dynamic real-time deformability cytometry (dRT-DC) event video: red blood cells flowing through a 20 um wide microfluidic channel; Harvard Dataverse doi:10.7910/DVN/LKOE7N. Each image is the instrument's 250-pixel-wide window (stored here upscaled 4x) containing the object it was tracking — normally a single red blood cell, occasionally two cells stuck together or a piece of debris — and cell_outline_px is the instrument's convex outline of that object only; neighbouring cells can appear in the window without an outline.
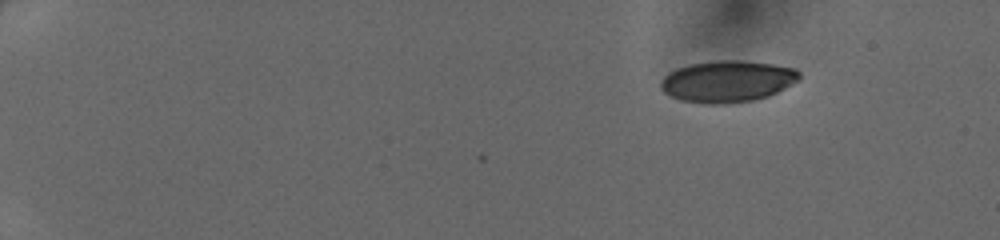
{"species": "human", "species_latin": "Homo sapiens", "temperature_condition": "cold", "stored_images_in_passage": 12, "camera_frame_rate_fps": 3000, "um_per_image_px": 0.085, "donor": {"sex": "female"}, "frame": {"image": 1, "passage_image": 1, "time_ms": 0.0, "image_size_px": [1000, 240], "cell_outline_px": [[800, 80], [768, 96], [752, 100], [716, 104], [712, 104], [680, 100], [664, 92], [660, 88], [660, 84], [664, 76], [668, 72], [676, 68], [692, 64], [716, 60], [744, 60], [772, 64], [796, 68], [800, 72]], "centroid_in_image_um": [61.84, 6.9], "position_along_channel_um": 23.2, "area_um2": 33.47}}